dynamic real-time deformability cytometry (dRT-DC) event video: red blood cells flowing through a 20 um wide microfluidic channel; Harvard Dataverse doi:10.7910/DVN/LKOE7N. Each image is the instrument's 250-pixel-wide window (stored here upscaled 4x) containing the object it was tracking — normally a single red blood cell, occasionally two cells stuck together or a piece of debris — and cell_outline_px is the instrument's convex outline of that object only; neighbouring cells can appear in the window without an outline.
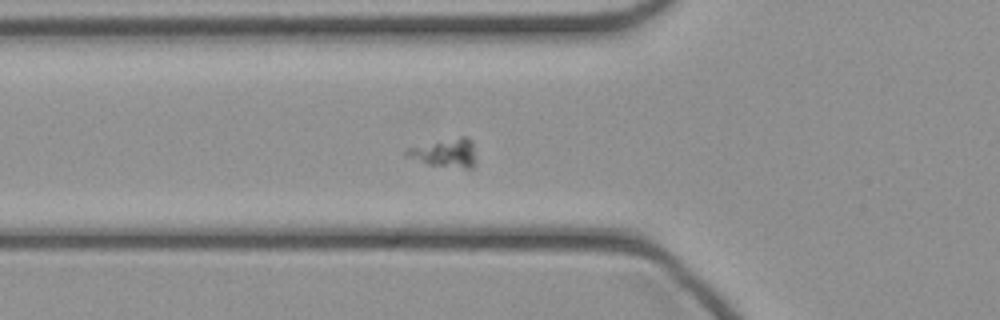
{"species": "common noctule bat (a hibernating species)", "species_latin": "Nyctalus noctula", "temperature_condition": "cold", "stored_images_in_passage": 50, "camera_frame_rate_fps": 3000, "um_per_image_px": 0.085, "animal": {"sex": "female", "body_mass_g": 21.9}, "frame": {"image": 1, "passage_image": 18, "time_ms": 5.667, "image_size_px": [1000, 320], "cell_outline_px": [[476, 164], [472, 168], [464, 168], [428, 164], [404, 156], [404, 152], [408, 148], [460, 136], [464, 136], [472, 140], [476, 160]], "centroid_in_image_um": [37.87, 13.0], "position_along_channel_um": 87.9, "area_um2": 11.5}}
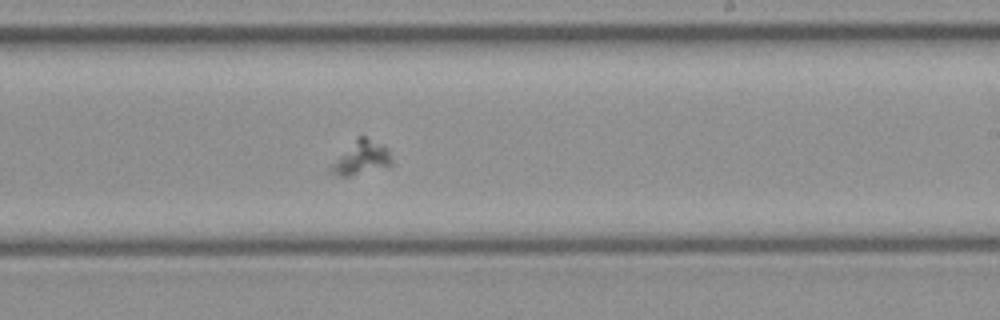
{"frame": {"image": 2, "passage_image": 30, "time_ms": 9.667, "image_size_px": [1000, 320], "cell_outline_px": [[392, 164], [388, 168], [352, 176], [340, 176], [332, 172], [332, 168], [356, 136], [364, 136], [384, 144], [388, 148], [392, 160]], "centroid_in_image_um": [30.85, 13.41], "position_along_channel_um": 258.2, "area_um2": 11.73}}
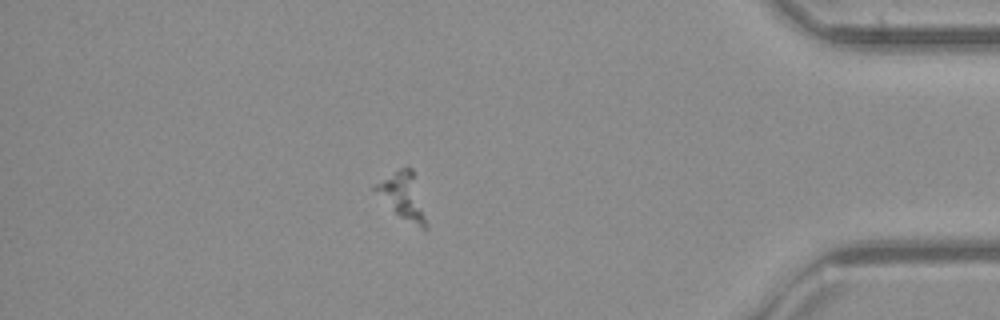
{"frame": {"image": 3, "passage_image": 43, "time_ms": 14.0, "image_size_px": [1000, 320], "cell_outline_px": [[428, 228], [424, 228], [400, 216], [372, 188], [372, 184], [404, 164], [412, 168], [428, 224]], "centroid_in_image_um": [34.22, 16.56], "position_along_channel_um": 401.0, "area_um2": 13.47}}